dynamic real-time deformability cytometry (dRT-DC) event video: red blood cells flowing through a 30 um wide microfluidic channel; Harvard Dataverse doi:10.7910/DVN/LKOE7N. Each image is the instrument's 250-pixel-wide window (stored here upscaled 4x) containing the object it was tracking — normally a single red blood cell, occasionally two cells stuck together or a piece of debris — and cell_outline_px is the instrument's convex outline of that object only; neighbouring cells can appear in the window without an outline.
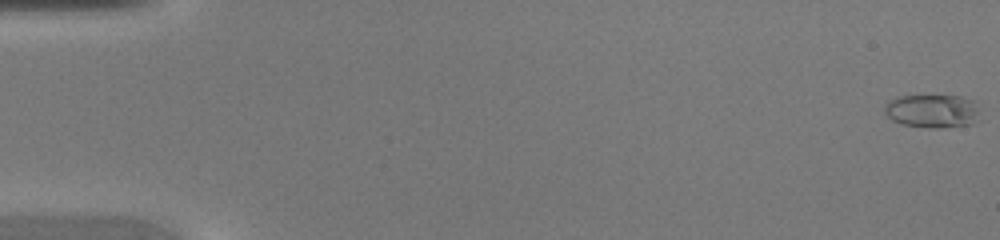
{"species": "common noctule bat (a hibernating species)", "species_latin": "Nyctalus noctula", "temperature_condition": "warm", "stored_images_in_passage": 46, "camera_frame_rate_fps": 3000, "um_per_image_px": 0.085, "animal": {"sex": "female", "body_mass_g": 20.0, "forearm_length_mm": 54.0}, "frame": {"image": 1, "passage_image": 1, "time_ms": 0.0, "image_size_px": [1000, 240], "cell_outline_px": [[976, 112], [972, 124], [944, 128], [932, 128], [904, 124], [892, 120], [884, 112], [884, 104], [888, 100], [896, 96], [960, 96], [972, 100], [976, 108]], "centroid_in_image_um": [79.15, 9.43], "position_along_channel_um": 5.8, "area_um2": 18.26}}
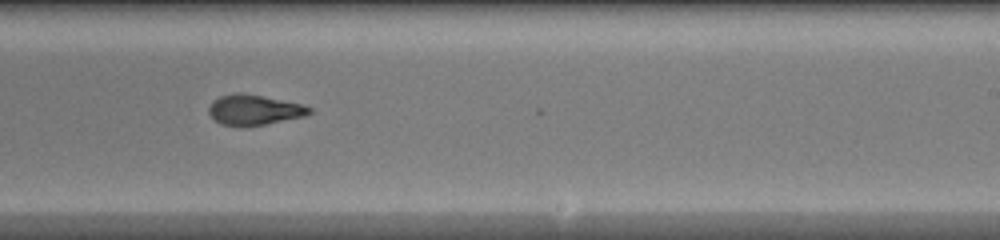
{"frame": {"image": 2, "passage_image": 29, "time_ms": 9.333, "image_size_px": [1000, 240], "cell_outline_px": [[312, 112], [304, 116], [264, 124], [220, 124], [208, 112], [208, 108], [212, 100], [220, 96], [236, 92], [260, 96], [300, 104], [312, 108]], "centroid_in_image_um": [21.58, 9.31], "position_along_channel_um": 267.4, "area_um2": 16.99}}
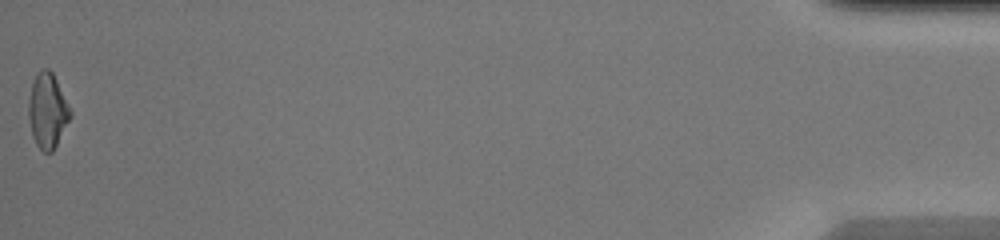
{"frame": {"image": 3, "passage_image": 46, "time_ms": 15.0, "image_size_px": [1000, 240], "cell_outline_px": [[72, 116], [52, 152], [44, 152], [36, 144], [32, 136], [28, 116], [28, 100], [32, 84], [36, 72], [40, 68], [48, 68], [52, 72], [72, 112]], "centroid_in_image_um": [4.02, 9.39], "position_along_channel_um": 431.2, "area_um2": 18.21}}